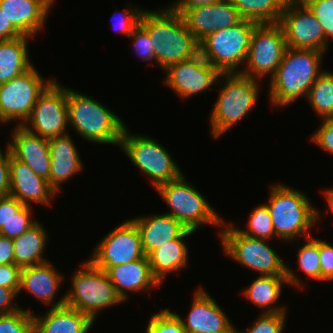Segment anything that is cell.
I'll return each instance as SVG.
<instances>
[{"label":"cell","mask_w":333,"mask_h":333,"mask_svg":"<svg viewBox=\"0 0 333 333\" xmlns=\"http://www.w3.org/2000/svg\"><path fill=\"white\" fill-rule=\"evenodd\" d=\"M325 193V198H327L326 200L328 201V206L331 209V212L333 213V188L332 189H327Z\"/></svg>","instance_id":"816d5d0a"},{"label":"cell","mask_w":333,"mask_h":333,"mask_svg":"<svg viewBox=\"0 0 333 333\" xmlns=\"http://www.w3.org/2000/svg\"><path fill=\"white\" fill-rule=\"evenodd\" d=\"M21 268L15 264L0 265V287L13 289L19 294Z\"/></svg>","instance_id":"7bdbcfd3"},{"label":"cell","mask_w":333,"mask_h":333,"mask_svg":"<svg viewBox=\"0 0 333 333\" xmlns=\"http://www.w3.org/2000/svg\"><path fill=\"white\" fill-rule=\"evenodd\" d=\"M288 284L287 276L265 275L257 277L245 291L243 295L256 306L265 308L263 313L286 312V306L273 307L279 300L282 284ZM268 309V310H266Z\"/></svg>","instance_id":"f546056e"},{"label":"cell","mask_w":333,"mask_h":333,"mask_svg":"<svg viewBox=\"0 0 333 333\" xmlns=\"http://www.w3.org/2000/svg\"><path fill=\"white\" fill-rule=\"evenodd\" d=\"M62 275L58 273L49 261L21 269L19 293L28 291L38 300L51 304L60 287ZM57 290V291H56Z\"/></svg>","instance_id":"484cf974"},{"label":"cell","mask_w":333,"mask_h":333,"mask_svg":"<svg viewBox=\"0 0 333 333\" xmlns=\"http://www.w3.org/2000/svg\"><path fill=\"white\" fill-rule=\"evenodd\" d=\"M47 237L46 230L37 221L22 235L13 239L14 264L22 269L47 262L42 257Z\"/></svg>","instance_id":"83f0119b"},{"label":"cell","mask_w":333,"mask_h":333,"mask_svg":"<svg viewBox=\"0 0 333 333\" xmlns=\"http://www.w3.org/2000/svg\"><path fill=\"white\" fill-rule=\"evenodd\" d=\"M105 272L123 302L128 299L127 291L141 292L160 286L152 274L148 256L123 265L109 267Z\"/></svg>","instance_id":"603a6c76"},{"label":"cell","mask_w":333,"mask_h":333,"mask_svg":"<svg viewBox=\"0 0 333 333\" xmlns=\"http://www.w3.org/2000/svg\"><path fill=\"white\" fill-rule=\"evenodd\" d=\"M33 315L22 308L0 314V333H33Z\"/></svg>","instance_id":"e575fe53"},{"label":"cell","mask_w":333,"mask_h":333,"mask_svg":"<svg viewBox=\"0 0 333 333\" xmlns=\"http://www.w3.org/2000/svg\"><path fill=\"white\" fill-rule=\"evenodd\" d=\"M293 3H297V4H305L306 2H308L309 0H287Z\"/></svg>","instance_id":"db71d44e"},{"label":"cell","mask_w":333,"mask_h":333,"mask_svg":"<svg viewBox=\"0 0 333 333\" xmlns=\"http://www.w3.org/2000/svg\"><path fill=\"white\" fill-rule=\"evenodd\" d=\"M137 8L138 7H134L124 12H118V15L121 16L116 19L117 21L115 20L117 22V25L113 24V29L117 32H122L124 35L129 37L133 33L134 29L139 25L141 15L144 11L143 9L141 10ZM115 14L117 13H114L113 15L115 16ZM115 21L114 23H116Z\"/></svg>","instance_id":"ab89813d"},{"label":"cell","mask_w":333,"mask_h":333,"mask_svg":"<svg viewBox=\"0 0 333 333\" xmlns=\"http://www.w3.org/2000/svg\"><path fill=\"white\" fill-rule=\"evenodd\" d=\"M53 80L44 81L35 67L0 84V119L2 123L29 118L39 95Z\"/></svg>","instance_id":"4fadbf2b"},{"label":"cell","mask_w":333,"mask_h":333,"mask_svg":"<svg viewBox=\"0 0 333 333\" xmlns=\"http://www.w3.org/2000/svg\"><path fill=\"white\" fill-rule=\"evenodd\" d=\"M324 122L311 137L320 148L333 154V118L322 119Z\"/></svg>","instance_id":"b9f144b4"},{"label":"cell","mask_w":333,"mask_h":333,"mask_svg":"<svg viewBox=\"0 0 333 333\" xmlns=\"http://www.w3.org/2000/svg\"><path fill=\"white\" fill-rule=\"evenodd\" d=\"M32 206H23L13 218L0 229V235L15 239L31 228L37 221L31 219Z\"/></svg>","instance_id":"8d00e7d4"},{"label":"cell","mask_w":333,"mask_h":333,"mask_svg":"<svg viewBox=\"0 0 333 333\" xmlns=\"http://www.w3.org/2000/svg\"><path fill=\"white\" fill-rule=\"evenodd\" d=\"M52 3L53 0H0V9L22 35L32 38L44 28Z\"/></svg>","instance_id":"7402d4cb"},{"label":"cell","mask_w":333,"mask_h":333,"mask_svg":"<svg viewBox=\"0 0 333 333\" xmlns=\"http://www.w3.org/2000/svg\"><path fill=\"white\" fill-rule=\"evenodd\" d=\"M194 232L187 229L179 238L167 242L148 255L152 274L160 285L166 274L181 270L187 265L188 249L183 239Z\"/></svg>","instance_id":"4316f807"},{"label":"cell","mask_w":333,"mask_h":333,"mask_svg":"<svg viewBox=\"0 0 333 333\" xmlns=\"http://www.w3.org/2000/svg\"><path fill=\"white\" fill-rule=\"evenodd\" d=\"M321 280L333 281V246L319 240Z\"/></svg>","instance_id":"ee69618b"},{"label":"cell","mask_w":333,"mask_h":333,"mask_svg":"<svg viewBox=\"0 0 333 333\" xmlns=\"http://www.w3.org/2000/svg\"><path fill=\"white\" fill-rule=\"evenodd\" d=\"M286 317V312L263 313L251 328L239 333H283Z\"/></svg>","instance_id":"f35d334b"},{"label":"cell","mask_w":333,"mask_h":333,"mask_svg":"<svg viewBox=\"0 0 333 333\" xmlns=\"http://www.w3.org/2000/svg\"><path fill=\"white\" fill-rule=\"evenodd\" d=\"M218 1L219 0H177V2L170 5L169 8L181 14L187 8L213 4Z\"/></svg>","instance_id":"f907efd6"},{"label":"cell","mask_w":333,"mask_h":333,"mask_svg":"<svg viewBox=\"0 0 333 333\" xmlns=\"http://www.w3.org/2000/svg\"><path fill=\"white\" fill-rule=\"evenodd\" d=\"M259 23L243 19L235 26L218 30L199 42L200 55L221 74L239 73L246 61L251 37Z\"/></svg>","instance_id":"52a82bcc"},{"label":"cell","mask_w":333,"mask_h":333,"mask_svg":"<svg viewBox=\"0 0 333 333\" xmlns=\"http://www.w3.org/2000/svg\"><path fill=\"white\" fill-rule=\"evenodd\" d=\"M68 124L67 88L53 80L39 95L22 126L33 134L51 139L68 134L65 133Z\"/></svg>","instance_id":"7c38bea8"},{"label":"cell","mask_w":333,"mask_h":333,"mask_svg":"<svg viewBox=\"0 0 333 333\" xmlns=\"http://www.w3.org/2000/svg\"><path fill=\"white\" fill-rule=\"evenodd\" d=\"M313 110L321 119L333 118V73L323 71L311 86L308 95Z\"/></svg>","instance_id":"1f68e13d"},{"label":"cell","mask_w":333,"mask_h":333,"mask_svg":"<svg viewBox=\"0 0 333 333\" xmlns=\"http://www.w3.org/2000/svg\"><path fill=\"white\" fill-rule=\"evenodd\" d=\"M323 53L312 49L286 48L282 62L269 83L272 105L285 107L301 96L307 97L311 86L323 73L319 70Z\"/></svg>","instance_id":"7a4b0ae2"},{"label":"cell","mask_w":333,"mask_h":333,"mask_svg":"<svg viewBox=\"0 0 333 333\" xmlns=\"http://www.w3.org/2000/svg\"><path fill=\"white\" fill-rule=\"evenodd\" d=\"M158 11H143L139 24L150 36L156 63L165 70L198 54L199 42L180 13L169 7Z\"/></svg>","instance_id":"6da1fadb"},{"label":"cell","mask_w":333,"mask_h":333,"mask_svg":"<svg viewBox=\"0 0 333 333\" xmlns=\"http://www.w3.org/2000/svg\"><path fill=\"white\" fill-rule=\"evenodd\" d=\"M183 174L155 189L169 206L166 214L173 216L186 228L196 232L204 224L223 225V220L196 188L187 183Z\"/></svg>","instance_id":"9c48e42d"},{"label":"cell","mask_w":333,"mask_h":333,"mask_svg":"<svg viewBox=\"0 0 333 333\" xmlns=\"http://www.w3.org/2000/svg\"><path fill=\"white\" fill-rule=\"evenodd\" d=\"M125 127L120 147L136 167L146 174L153 187L175 180L183 173L159 142L148 136L131 135Z\"/></svg>","instance_id":"30bf717a"},{"label":"cell","mask_w":333,"mask_h":333,"mask_svg":"<svg viewBox=\"0 0 333 333\" xmlns=\"http://www.w3.org/2000/svg\"><path fill=\"white\" fill-rule=\"evenodd\" d=\"M8 147L11 154L50 185L51 155L48 139L29 132L21 125L15 127Z\"/></svg>","instance_id":"ac0fdd59"},{"label":"cell","mask_w":333,"mask_h":333,"mask_svg":"<svg viewBox=\"0 0 333 333\" xmlns=\"http://www.w3.org/2000/svg\"><path fill=\"white\" fill-rule=\"evenodd\" d=\"M141 236V246L145 256L152 251L179 238L188 228L169 214L151 215L131 219Z\"/></svg>","instance_id":"cb8c5ba5"},{"label":"cell","mask_w":333,"mask_h":333,"mask_svg":"<svg viewBox=\"0 0 333 333\" xmlns=\"http://www.w3.org/2000/svg\"><path fill=\"white\" fill-rule=\"evenodd\" d=\"M134 39L137 54L143 60H155V51L148 32L139 24L129 36Z\"/></svg>","instance_id":"60d3db41"},{"label":"cell","mask_w":333,"mask_h":333,"mask_svg":"<svg viewBox=\"0 0 333 333\" xmlns=\"http://www.w3.org/2000/svg\"><path fill=\"white\" fill-rule=\"evenodd\" d=\"M164 71L165 83L183 99L201 93L221 78V73L200 53L173 64Z\"/></svg>","instance_id":"2e32d148"},{"label":"cell","mask_w":333,"mask_h":333,"mask_svg":"<svg viewBox=\"0 0 333 333\" xmlns=\"http://www.w3.org/2000/svg\"><path fill=\"white\" fill-rule=\"evenodd\" d=\"M287 48L284 31L279 23L258 24L252 34L246 58V70L239 74L258 80L267 73L274 76ZM271 73V74H270Z\"/></svg>","instance_id":"8fae6325"},{"label":"cell","mask_w":333,"mask_h":333,"mask_svg":"<svg viewBox=\"0 0 333 333\" xmlns=\"http://www.w3.org/2000/svg\"><path fill=\"white\" fill-rule=\"evenodd\" d=\"M279 24L287 47L324 53L328 49L323 27L305 4L287 1Z\"/></svg>","instance_id":"9a60e30c"},{"label":"cell","mask_w":333,"mask_h":333,"mask_svg":"<svg viewBox=\"0 0 333 333\" xmlns=\"http://www.w3.org/2000/svg\"><path fill=\"white\" fill-rule=\"evenodd\" d=\"M70 137L66 134L48 139L51 155L50 186L56 193L63 182L83 169L79 152Z\"/></svg>","instance_id":"d4e9b609"},{"label":"cell","mask_w":333,"mask_h":333,"mask_svg":"<svg viewBox=\"0 0 333 333\" xmlns=\"http://www.w3.org/2000/svg\"><path fill=\"white\" fill-rule=\"evenodd\" d=\"M243 19L279 23L287 0H230Z\"/></svg>","instance_id":"4dcf8cb0"},{"label":"cell","mask_w":333,"mask_h":333,"mask_svg":"<svg viewBox=\"0 0 333 333\" xmlns=\"http://www.w3.org/2000/svg\"><path fill=\"white\" fill-rule=\"evenodd\" d=\"M24 206L11 195L0 198V229L5 226L16 213Z\"/></svg>","instance_id":"f6af8a7d"},{"label":"cell","mask_w":333,"mask_h":333,"mask_svg":"<svg viewBox=\"0 0 333 333\" xmlns=\"http://www.w3.org/2000/svg\"><path fill=\"white\" fill-rule=\"evenodd\" d=\"M27 38H18L0 41V84L17 77L34 65L30 63L27 51Z\"/></svg>","instance_id":"f1b7e54d"},{"label":"cell","mask_w":333,"mask_h":333,"mask_svg":"<svg viewBox=\"0 0 333 333\" xmlns=\"http://www.w3.org/2000/svg\"><path fill=\"white\" fill-rule=\"evenodd\" d=\"M9 171V195L15 197L25 206H30L29 201L41 205H51V197L58 194L51 188L46 179L36 175L26 163L16 159L12 154Z\"/></svg>","instance_id":"d6986e66"},{"label":"cell","mask_w":333,"mask_h":333,"mask_svg":"<svg viewBox=\"0 0 333 333\" xmlns=\"http://www.w3.org/2000/svg\"><path fill=\"white\" fill-rule=\"evenodd\" d=\"M146 333H186L180 318L169 309L153 315L146 327Z\"/></svg>","instance_id":"d590c367"},{"label":"cell","mask_w":333,"mask_h":333,"mask_svg":"<svg viewBox=\"0 0 333 333\" xmlns=\"http://www.w3.org/2000/svg\"><path fill=\"white\" fill-rule=\"evenodd\" d=\"M14 264L13 239L0 235V265Z\"/></svg>","instance_id":"681fc988"},{"label":"cell","mask_w":333,"mask_h":333,"mask_svg":"<svg viewBox=\"0 0 333 333\" xmlns=\"http://www.w3.org/2000/svg\"><path fill=\"white\" fill-rule=\"evenodd\" d=\"M269 204L275 237L282 241H292L300 235L311 237L309 230L317 223L320 214L311 205L304 193L294 188L276 184L272 186Z\"/></svg>","instance_id":"5b68a950"},{"label":"cell","mask_w":333,"mask_h":333,"mask_svg":"<svg viewBox=\"0 0 333 333\" xmlns=\"http://www.w3.org/2000/svg\"><path fill=\"white\" fill-rule=\"evenodd\" d=\"M247 230H237L251 238L266 240L275 235L270 212L265 204L255 208L247 223Z\"/></svg>","instance_id":"d6a6232c"},{"label":"cell","mask_w":333,"mask_h":333,"mask_svg":"<svg viewBox=\"0 0 333 333\" xmlns=\"http://www.w3.org/2000/svg\"><path fill=\"white\" fill-rule=\"evenodd\" d=\"M23 36L7 19L0 9V41L12 40Z\"/></svg>","instance_id":"c3c4849f"},{"label":"cell","mask_w":333,"mask_h":333,"mask_svg":"<svg viewBox=\"0 0 333 333\" xmlns=\"http://www.w3.org/2000/svg\"><path fill=\"white\" fill-rule=\"evenodd\" d=\"M11 151L7 146L5 155L0 148V198L9 195L10 189V162Z\"/></svg>","instance_id":"bcb514c9"},{"label":"cell","mask_w":333,"mask_h":333,"mask_svg":"<svg viewBox=\"0 0 333 333\" xmlns=\"http://www.w3.org/2000/svg\"><path fill=\"white\" fill-rule=\"evenodd\" d=\"M221 77L225 85L219 88V97L210 116L213 138H219L242 120L258 100L257 80L239 73L221 74Z\"/></svg>","instance_id":"8992f818"},{"label":"cell","mask_w":333,"mask_h":333,"mask_svg":"<svg viewBox=\"0 0 333 333\" xmlns=\"http://www.w3.org/2000/svg\"><path fill=\"white\" fill-rule=\"evenodd\" d=\"M299 268L311 279L321 281V267L319 256V239L312 236L306 238L305 244L298 248Z\"/></svg>","instance_id":"836d02e7"},{"label":"cell","mask_w":333,"mask_h":333,"mask_svg":"<svg viewBox=\"0 0 333 333\" xmlns=\"http://www.w3.org/2000/svg\"><path fill=\"white\" fill-rule=\"evenodd\" d=\"M181 15L198 42L211 33L235 26L243 20L230 0L187 8Z\"/></svg>","instance_id":"e0dca14e"},{"label":"cell","mask_w":333,"mask_h":333,"mask_svg":"<svg viewBox=\"0 0 333 333\" xmlns=\"http://www.w3.org/2000/svg\"><path fill=\"white\" fill-rule=\"evenodd\" d=\"M193 299L187 321L176 314L186 333H222L232 326L225 311L207 291L202 288L196 290Z\"/></svg>","instance_id":"ffe728a7"},{"label":"cell","mask_w":333,"mask_h":333,"mask_svg":"<svg viewBox=\"0 0 333 333\" xmlns=\"http://www.w3.org/2000/svg\"><path fill=\"white\" fill-rule=\"evenodd\" d=\"M222 333H239V330L235 329L234 326L232 325L229 329H227L226 331L222 332Z\"/></svg>","instance_id":"f5cc1de1"},{"label":"cell","mask_w":333,"mask_h":333,"mask_svg":"<svg viewBox=\"0 0 333 333\" xmlns=\"http://www.w3.org/2000/svg\"><path fill=\"white\" fill-rule=\"evenodd\" d=\"M82 267L72 277V290L65 294V305L95 321L98 311L123 302L105 271L90 260Z\"/></svg>","instance_id":"ba28073f"},{"label":"cell","mask_w":333,"mask_h":333,"mask_svg":"<svg viewBox=\"0 0 333 333\" xmlns=\"http://www.w3.org/2000/svg\"><path fill=\"white\" fill-rule=\"evenodd\" d=\"M67 107L69 123L81 137L97 144L120 145L126 126L106 106L67 88Z\"/></svg>","instance_id":"3957f363"},{"label":"cell","mask_w":333,"mask_h":333,"mask_svg":"<svg viewBox=\"0 0 333 333\" xmlns=\"http://www.w3.org/2000/svg\"><path fill=\"white\" fill-rule=\"evenodd\" d=\"M17 295L13 289L0 287V314L11 313L20 309L17 304H13Z\"/></svg>","instance_id":"7dc6e473"},{"label":"cell","mask_w":333,"mask_h":333,"mask_svg":"<svg viewBox=\"0 0 333 333\" xmlns=\"http://www.w3.org/2000/svg\"><path fill=\"white\" fill-rule=\"evenodd\" d=\"M65 303L64 294L45 316L33 315V333H88L94 321Z\"/></svg>","instance_id":"44dd1931"},{"label":"cell","mask_w":333,"mask_h":333,"mask_svg":"<svg viewBox=\"0 0 333 333\" xmlns=\"http://www.w3.org/2000/svg\"><path fill=\"white\" fill-rule=\"evenodd\" d=\"M232 225L223 226L219 233L223 251L228 257L259 272L260 276H287L289 285L302 287L292 269L281 260V257L273 248L269 247L265 240L248 237Z\"/></svg>","instance_id":"277c9868"},{"label":"cell","mask_w":333,"mask_h":333,"mask_svg":"<svg viewBox=\"0 0 333 333\" xmlns=\"http://www.w3.org/2000/svg\"><path fill=\"white\" fill-rule=\"evenodd\" d=\"M305 5L323 27L326 41L333 40V0H309Z\"/></svg>","instance_id":"74e56055"},{"label":"cell","mask_w":333,"mask_h":333,"mask_svg":"<svg viewBox=\"0 0 333 333\" xmlns=\"http://www.w3.org/2000/svg\"><path fill=\"white\" fill-rule=\"evenodd\" d=\"M96 246L89 260L103 271L109 267L123 265L145 256L141 246L140 233L131 219L113 229Z\"/></svg>","instance_id":"5bb4252c"}]
</instances>
